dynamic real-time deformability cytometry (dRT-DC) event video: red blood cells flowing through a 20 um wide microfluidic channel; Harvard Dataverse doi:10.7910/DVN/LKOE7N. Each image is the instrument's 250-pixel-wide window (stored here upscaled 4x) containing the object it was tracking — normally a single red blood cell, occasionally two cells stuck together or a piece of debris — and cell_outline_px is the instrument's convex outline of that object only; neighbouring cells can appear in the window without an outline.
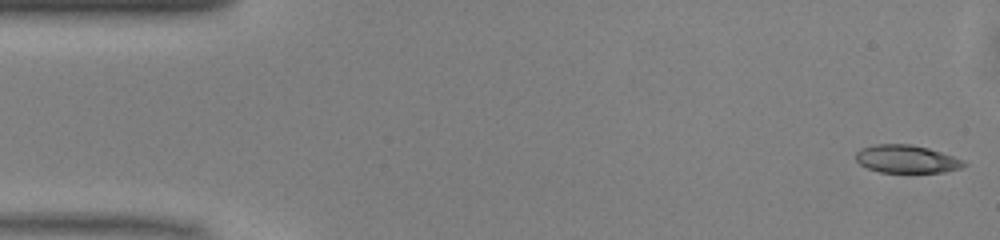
{"species": "common noctule bat (a hibernating species)", "species_latin": "Nyctalus noctula", "temperature_condition": "warm", "stored_images_in_passage": 14, "camera_frame_rate_fps": 3000, "um_per_image_px": 0.085, "animal": {"sex": "male", "body_mass_g": 13.0, "forearm_length_mm": 53.1}, "frame": {"image": 1, "passage_image": 1, "time_ms": 0.0, "image_size_px": [1000, 240], "cell_outline_px": [[968, 164], [960, 168], [944, 172], [880, 172], [868, 168], [860, 164], [856, 160], [856, 152], [860, 148], [876, 144], [912, 144], [928, 148], [964, 160]], "centroid_in_image_um": [77.05, 13.51], "position_along_channel_um": 8.0, "area_um2": 17.51}}
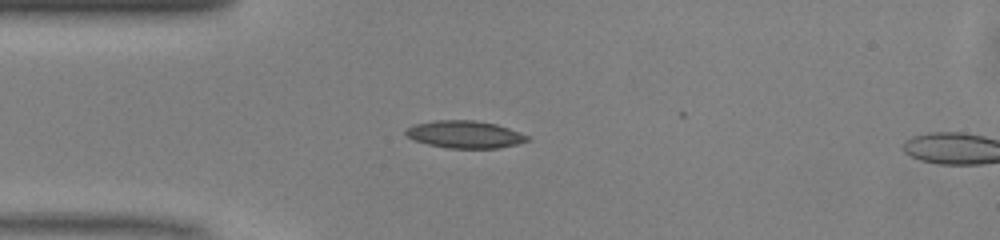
{"frame": {"image": 2, "passage_image": 12, "time_ms": 3.667, "image_size_px": [1000, 240], "cell_outline_px": [[528, 140], [516, 144], [496, 148], [448, 148], [428, 144], [416, 140], [408, 136], [404, 132], [408, 128], [416, 124], [432, 120], [476, 120], [496, 124], [520, 132], [528, 136]], "centroid_in_image_um": [39.51, 11.41], "position_along_channel_um": 45.5, "area_um2": 19.13}}